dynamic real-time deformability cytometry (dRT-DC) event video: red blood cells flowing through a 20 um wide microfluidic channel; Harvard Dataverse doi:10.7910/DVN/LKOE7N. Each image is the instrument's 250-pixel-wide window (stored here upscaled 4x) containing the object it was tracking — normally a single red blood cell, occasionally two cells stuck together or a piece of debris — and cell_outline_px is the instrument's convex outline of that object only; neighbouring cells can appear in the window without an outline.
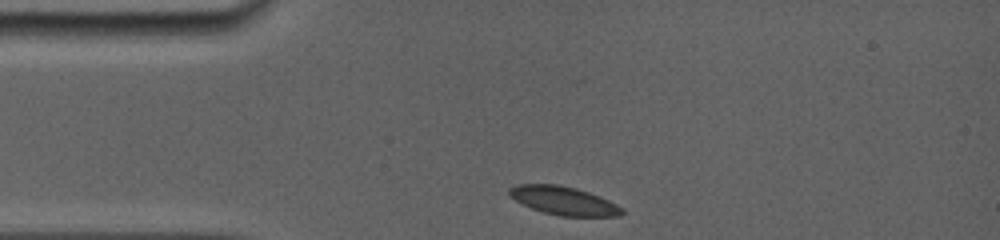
{"species": "common noctule bat (a hibernating species)", "species_latin": "Nyctalus noctula", "temperature_condition": "room temperature", "stored_images_in_passage": 49, "camera_frame_rate_fps": 5000, "um_per_image_px": 0.085, "animal": {"sex": "female", "body_mass_g": 19.0, "forearm_length_mm": 56.7}, "frame": {"image": 1, "passage_image": 1, "time_ms": 0.0, "image_size_px": [1000, 240], "cell_outline_px": [[624, 212], [620, 216], [560, 216], [544, 212], [532, 208], [508, 196], [508, 188], [516, 184], [556, 184], [576, 188], [600, 196], [624, 208]], "centroid_in_image_um": [47.91, 17.05], "position_along_channel_um": 37.1, "area_um2": 18.67}}
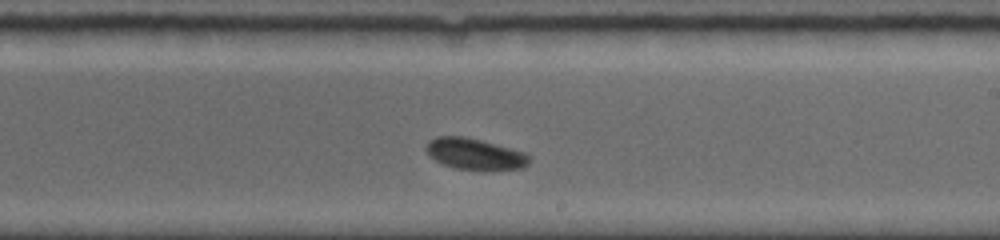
{"frame": {"image": 2, "passage_image": 28, "time_ms": 6.2, "image_size_px": [1000, 240], "cell_outline_px": [[532, 156], [528, 164], [520, 168], [484, 172], [456, 168], [444, 164], [428, 156], [424, 148], [428, 140], [436, 136], [464, 136], [480, 140], [524, 152]], "centroid_in_image_um": [40.35, 13.11], "position_along_channel_um": 248.7, "area_um2": 19.19}}
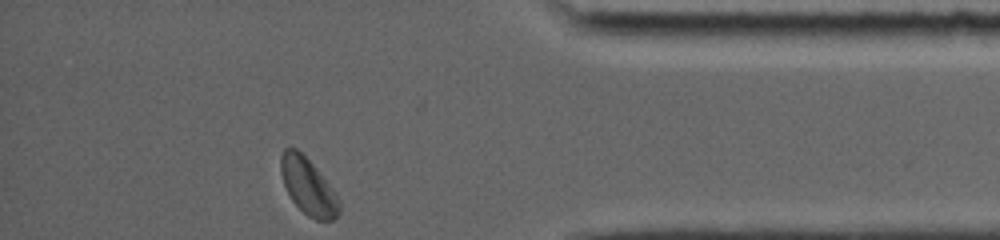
{"frame": {"image": 3, "passage_image": 49, "time_ms": 10.8, "image_size_px": [1000, 240], "cell_outline_px": [[340, 212], [332, 220], [316, 220], [308, 216], [292, 200], [284, 184], [280, 172], [280, 156], [284, 148], [296, 148], [316, 168], [328, 184], [336, 196], [340, 204]], "centroid_in_image_um": [26.16, 15.84], "position_along_channel_um": 409.0, "area_um2": 18.73}, "authors_computed_cell_mechanics": {"area_um2": 18.7272, "velocity_mm_per_s": 3.8234, "shape_relaxation_time_tau1_ms": null, "shape_relaxation_time_tau2_ms": 6.8598, "deformation_change_tau1": null, "deformation_change_tau2": 0.0694}}